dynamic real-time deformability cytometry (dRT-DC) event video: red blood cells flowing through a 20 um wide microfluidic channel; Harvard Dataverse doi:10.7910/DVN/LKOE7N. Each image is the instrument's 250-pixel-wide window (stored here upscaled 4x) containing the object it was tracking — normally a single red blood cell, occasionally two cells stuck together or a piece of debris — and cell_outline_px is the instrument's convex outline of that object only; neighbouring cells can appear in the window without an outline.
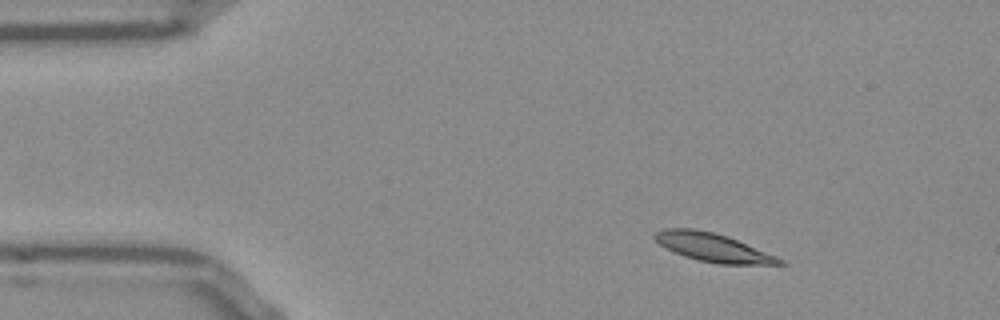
{"species": "Egyptian fruit bat (a non-hibernating species)", "species_latin": "Rousettus aegyptiacus", "temperature_condition": "room temperature", "stored_images_in_passage": 46, "camera_frame_rate_fps": 3000, "um_per_image_px": 0.085, "frame": {"image": 1, "passage_image": 1, "time_ms": 0.0, "image_size_px": [1000, 320], "cell_outline_px": [[788, 264], [720, 264], [700, 260], [684, 256], [660, 244], [652, 236], [656, 232], [664, 228], [692, 228], [712, 232], [728, 236], [784, 260]], "centroid_in_image_um": [60.59, 21.02], "position_along_channel_um": 24.4, "area_um2": 20.23}}
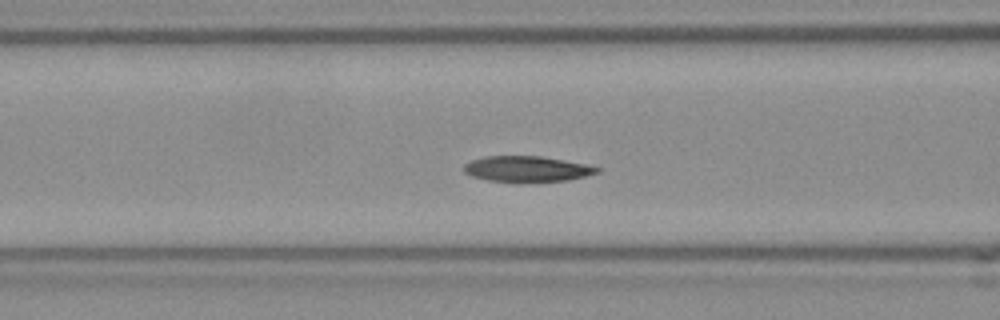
{"frame": {"image": 2, "passage_image": 14, "time_ms": 4.333, "image_size_px": [1000, 320], "cell_outline_px": [[600, 172], [568, 180], [516, 184], [488, 180], [472, 176], [464, 172], [464, 164], [472, 160], [484, 156], [540, 156], [564, 160], [584, 164], [600, 168]], "centroid_in_image_um": [44.76, 14.39], "position_along_channel_um": 121.8, "area_um2": 20.35}}
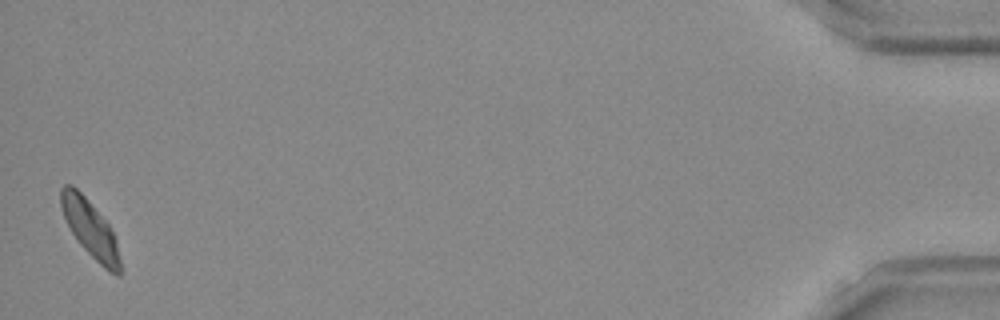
{"frame": {"image": 3, "passage_image": 46, "time_ms": 15.0, "image_size_px": [1000, 320], "cell_outline_px": [[120, 276], [116, 276], [108, 272], [80, 244], [72, 232], [64, 216], [60, 204], [60, 188], [64, 184], [72, 184], [84, 196], [108, 224], [116, 240], [120, 260]], "centroid_in_image_um": [7.66, 19.44], "position_along_channel_um": 427.5, "area_um2": 19.25}, "authors_computed_cell_mechanics": {"area_um2": 20.1722, "velocity_mm_per_s": 3.772, "shape_relaxation_time_tau1_ms": 3.6404, "shape_relaxation_time_tau2_ms": 4.0709, "deformation_change_tau1": 0.1319, "deformation_change_tau2": 0.0851}}